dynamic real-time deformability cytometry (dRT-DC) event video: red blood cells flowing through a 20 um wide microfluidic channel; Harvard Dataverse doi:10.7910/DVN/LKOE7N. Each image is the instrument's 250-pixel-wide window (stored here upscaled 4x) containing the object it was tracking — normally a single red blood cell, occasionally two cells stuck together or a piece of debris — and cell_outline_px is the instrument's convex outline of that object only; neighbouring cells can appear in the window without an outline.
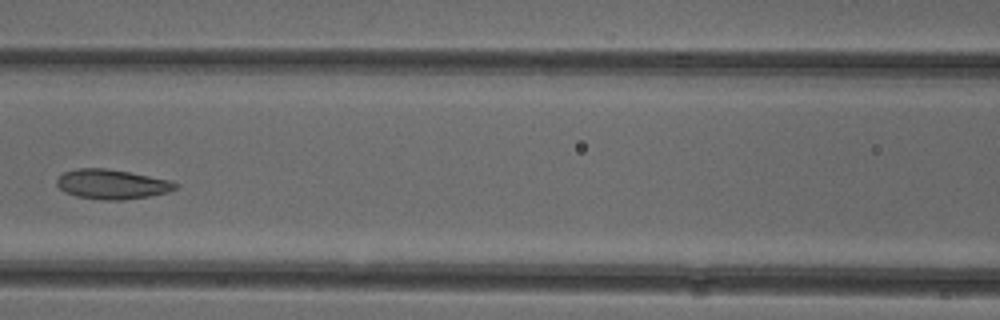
{"species": "common noctule bat (a hibernating species)", "species_latin": "Nyctalus noctula", "temperature_condition": "cold", "stored_images_in_passage": 6, "camera_frame_rate_fps": 3000, "um_per_image_px": 0.085, "animal": {"sex": "female"}, "frame": {"image": 1, "passage_image": 5, "time_ms": 4.667, "image_size_px": [1000, 320], "cell_outline_px": [[176, 188], [168, 192], [148, 196], [120, 200], [100, 200], [76, 196], [64, 192], [56, 184], [56, 180], [64, 172], [76, 168], [104, 168], [128, 172], [168, 180], [176, 184]], "centroid_in_image_um": [9.45, 15.66], "position_along_channel_um": 157.2, "area_um2": 20.23}}
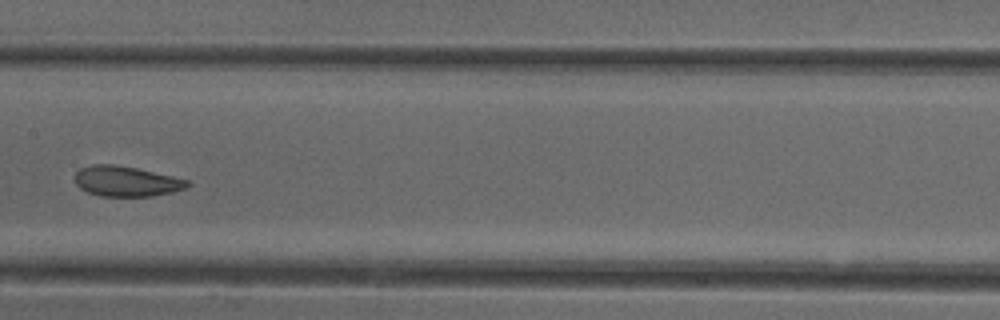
{"frame": {"image": 2, "passage_image": 6, "time_ms": 5.667, "image_size_px": [1000, 320], "cell_outline_px": [[192, 184], [184, 188], [172, 192], [152, 196], [100, 196], [88, 192], [80, 188], [76, 184], [76, 172], [80, 168], [92, 164], [112, 164], [136, 168], [172, 176], [188, 180]], "centroid_in_image_um": [10.72, 15.41], "position_along_channel_um": 196.7, "area_um2": 19.71}}